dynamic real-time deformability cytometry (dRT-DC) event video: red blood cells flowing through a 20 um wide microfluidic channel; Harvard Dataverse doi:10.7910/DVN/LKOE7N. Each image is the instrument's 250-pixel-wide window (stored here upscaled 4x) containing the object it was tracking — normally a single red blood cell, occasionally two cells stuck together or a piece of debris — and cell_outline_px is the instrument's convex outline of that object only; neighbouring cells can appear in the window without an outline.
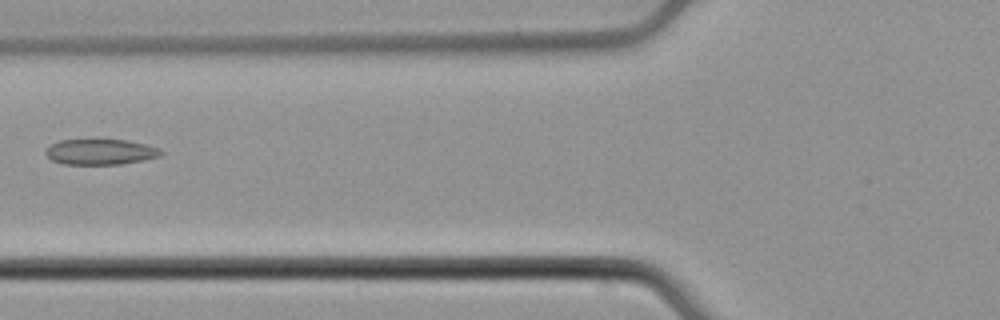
{"species": "common noctule bat (a hibernating species)", "species_latin": "Nyctalus noctula", "temperature_condition": "cold", "stored_images_in_passage": 6, "camera_frame_rate_fps": 3000, "um_per_image_px": 0.085, "animal": {"sex": "male", "body_mass_g": 21.5, "forearm_length_mm": 52.0}, "frame": {"image": 1, "passage_image": 5, "time_ms": 1.333, "image_size_px": [1000, 320], "cell_outline_px": [[164, 152], [160, 156], [144, 160], [120, 164], [64, 164], [52, 160], [44, 152], [52, 144], [60, 140], [128, 140], [160, 148]], "centroid_in_image_um": [8.57, 12.91], "position_along_channel_um": 117.2, "area_um2": 17.05}}
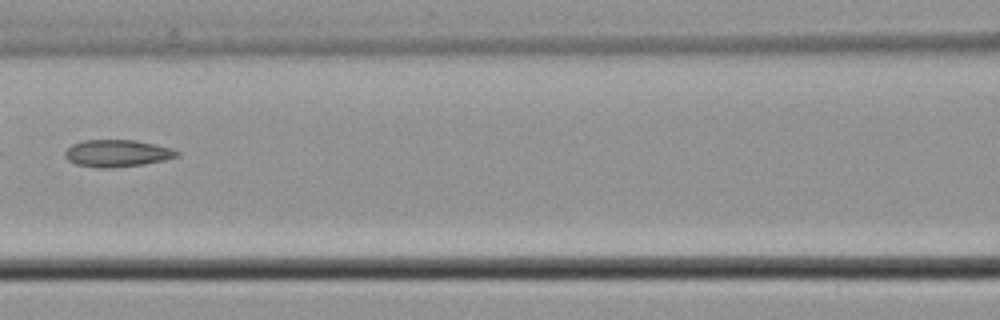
{"frame": {"image": 2, "passage_image": 6, "time_ms": 1.667, "image_size_px": [1000, 320], "cell_outline_px": [[180, 156], [164, 160], [144, 164], [104, 168], [76, 164], [68, 160], [64, 156], [64, 152], [72, 144], [84, 140], [136, 140], [172, 148], [180, 152]], "centroid_in_image_um": [9.98, 13.02], "position_along_channel_um": 156.6, "area_um2": 17.57}}